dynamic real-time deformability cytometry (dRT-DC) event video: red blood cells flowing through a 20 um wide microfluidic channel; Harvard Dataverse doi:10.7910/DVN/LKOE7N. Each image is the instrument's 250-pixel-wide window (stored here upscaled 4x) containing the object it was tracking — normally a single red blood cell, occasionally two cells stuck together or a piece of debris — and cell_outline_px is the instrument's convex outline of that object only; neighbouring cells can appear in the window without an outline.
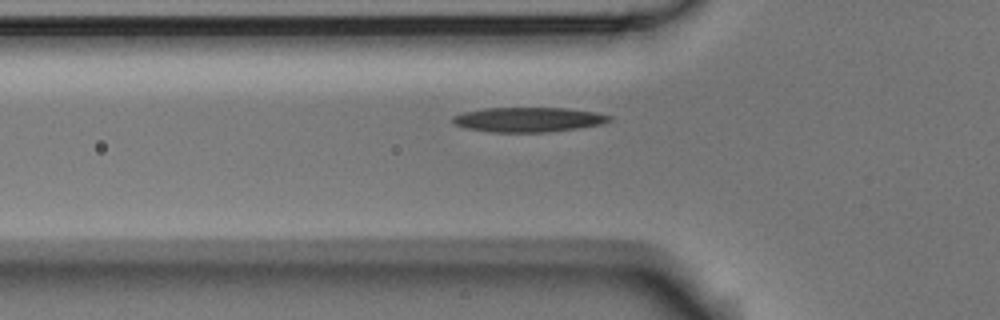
{"species": "Egyptian fruit bat (a non-hibernating species)", "species_latin": "Rousettus aegyptiacus", "temperature_condition": "room temperature", "stored_images_in_passage": 5, "segment_of_instrument_passage": [2, 2], "camera_frame_rate_fps": 3000, "um_per_image_px": 0.085, "animal": {"sex": "male"}, "frame": {"image": 1, "passage_image": 5, "time_ms": 1.333, "image_size_px": [1000, 320], "cell_outline_px": [[612, 120], [600, 124], [580, 128], [548, 132], [488, 132], [464, 128], [452, 124], [452, 116], [464, 112], [484, 108], [568, 108], [592, 112], [612, 116]], "centroid_in_image_um": [44.86, 10.17], "position_along_channel_um": 80.9, "area_um2": 22.66}}